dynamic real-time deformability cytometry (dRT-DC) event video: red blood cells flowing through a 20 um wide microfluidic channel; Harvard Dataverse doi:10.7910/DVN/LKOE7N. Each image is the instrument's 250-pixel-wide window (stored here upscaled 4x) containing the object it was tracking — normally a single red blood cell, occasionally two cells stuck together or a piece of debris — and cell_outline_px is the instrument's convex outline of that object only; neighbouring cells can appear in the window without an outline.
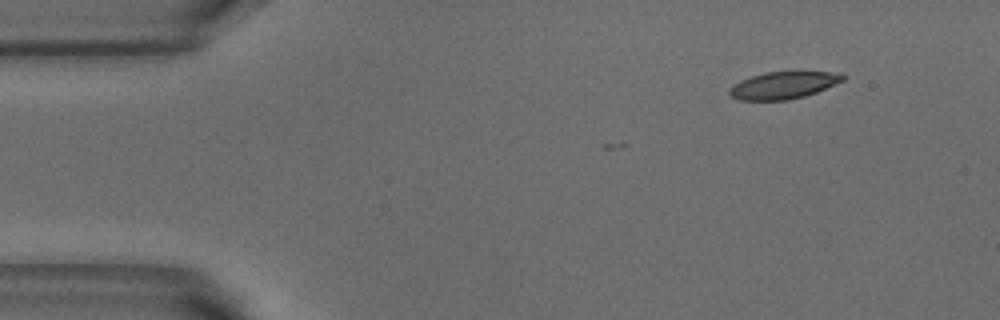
{"species": "common noctule bat (a hibernating species)", "species_latin": "Nyctalus noctula", "temperature_condition": "warm", "stored_images_in_passage": 5, "segment_of_instrument_passage": [2, 2], "camera_frame_rate_fps": 3000, "um_per_image_px": 0.085, "animal": {"sex": "male", "body_mass_g": 18.8}, "frame": {"image": 1, "passage_image": 5, "time_ms": 1.333, "image_size_px": [1000, 320], "cell_outline_px": [[844, 80], [816, 92], [804, 96], [788, 100], [740, 100], [732, 96], [728, 92], [728, 88], [732, 84], [740, 80], [764, 72], [840, 72], [844, 76]], "centroid_in_image_um": [66.55, 7.24], "position_along_channel_um": 18.5, "area_um2": 17.86}}